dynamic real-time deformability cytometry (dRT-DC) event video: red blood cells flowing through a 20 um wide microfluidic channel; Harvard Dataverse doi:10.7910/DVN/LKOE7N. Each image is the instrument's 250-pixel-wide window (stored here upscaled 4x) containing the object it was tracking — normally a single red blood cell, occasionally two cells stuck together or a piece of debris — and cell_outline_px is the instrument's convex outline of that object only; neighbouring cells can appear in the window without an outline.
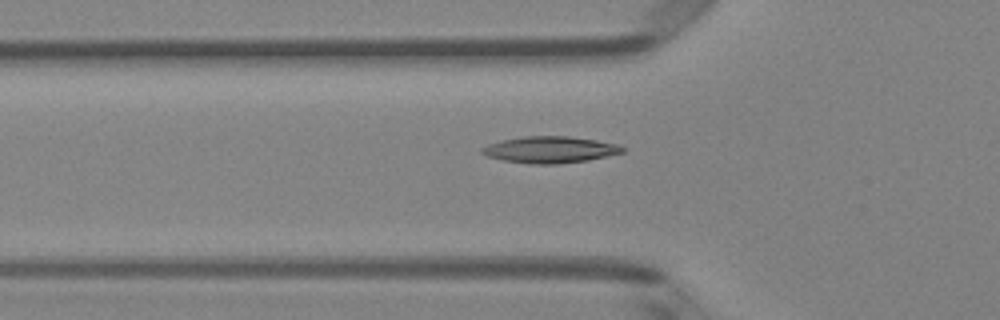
{"species": "Egyptian fruit bat (a non-hibernating species)", "species_latin": "Rousettus aegyptiacus", "temperature_condition": "room temperature", "stored_images_in_passage": 51, "segment_of_instrument_passage": [1, 2], "camera_frame_rate_fps": 3000, "um_per_image_px": 0.085, "animal": {"sex": "female"}, "frame": {"image": 1, "passage_image": 17, "time_ms": 5.333, "image_size_px": [1000, 320], "cell_outline_px": [[624, 152], [588, 160], [560, 164], [528, 164], [504, 160], [488, 156], [480, 152], [480, 148], [488, 144], [504, 140], [524, 136], [568, 136], [596, 140], [620, 144], [624, 148]], "centroid_in_image_um": [46.76, 12.72], "position_along_channel_um": 79.0, "area_um2": 21.73}}
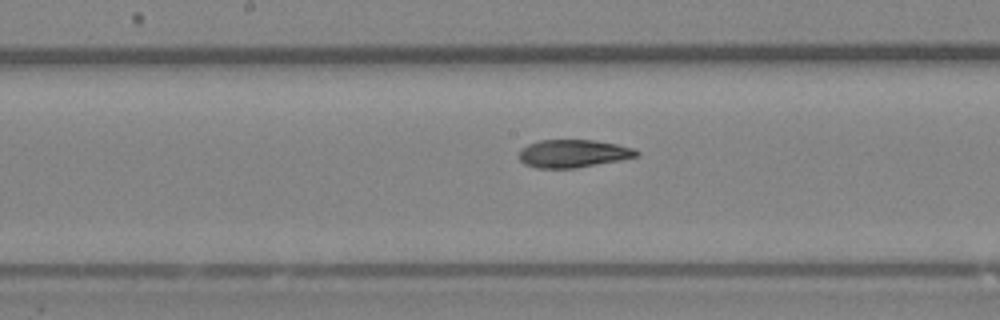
{"frame": {"image": 2, "passage_image": 26, "time_ms": 8.333, "image_size_px": [1000, 320], "cell_outline_px": [[640, 156], [620, 160], [576, 168], [536, 168], [524, 164], [520, 160], [520, 148], [528, 144], [540, 140], [596, 140], [616, 144], [632, 148], [640, 152]], "centroid_in_image_um": [48.72, 13.05], "position_along_channel_um": 199.5, "area_um2": 19.13}}
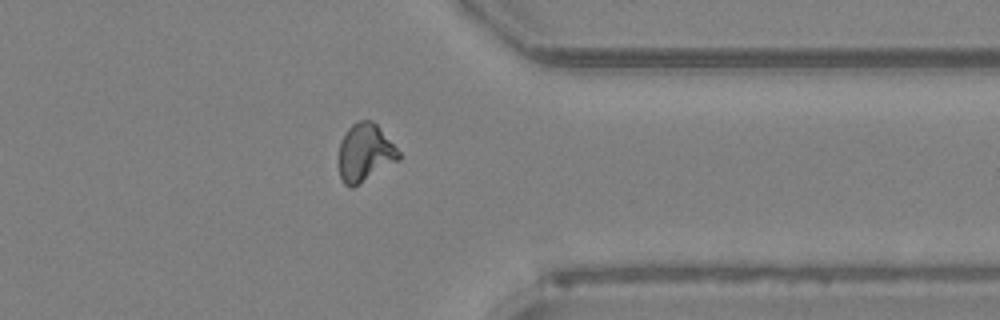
{"frame": {"image": 3, "passage_image": 40, "time_ms": 13.0, "image_size_px": [1000, 320], "cell_outline_px": [[400, 160], [352, 188], [348, 188], [344, 184], [340, 176], [340, 140], [344, 132], [352, 124], [360, 120], [372, 120], [376, 124], [400, 152]], "centroid_in_image_um": [31.02, 12.99], "position_along_channel_um": 380.4, "area_um2": 20.11}}